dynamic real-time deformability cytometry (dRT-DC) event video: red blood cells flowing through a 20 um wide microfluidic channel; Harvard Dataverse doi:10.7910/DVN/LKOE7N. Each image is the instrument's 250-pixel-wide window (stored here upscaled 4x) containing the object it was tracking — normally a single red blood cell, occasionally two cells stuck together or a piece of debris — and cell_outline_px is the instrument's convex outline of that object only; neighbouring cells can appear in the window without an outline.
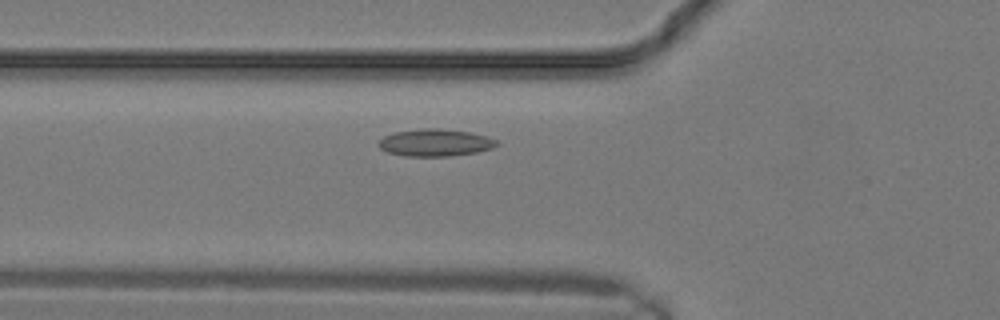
{"species": "common noctule bat (a hibernating species)", "species_latin": "Nyctalus noctula", "temperature_condition": "warm", "stored_images_in_passage": 9, "camera_frame_rate_fps": 3000, "um_per_image_px": 0.085, "animal": {"sex": "male", "body_mass_g": 19.2, "forearm_length_mm": 51.8}, "frame": {"image": 1, "passage_image": 7, "time_ms": 2.0, "image_size_px": [1000, 320], "cell_outline_px": [[500, 144], [492, 148], [476, 152], [448, 156], [404, 156], [388, 152], [380, 148], [376, 144], [384, 136], [392, 132], [424, 128], [440, 128], [468, 132], [488, 136], [496, 140]], "centroid_in_image_um": [36.97, 12.12], "position_along_channel_um": 88.8, "area_um2": 18.79}}
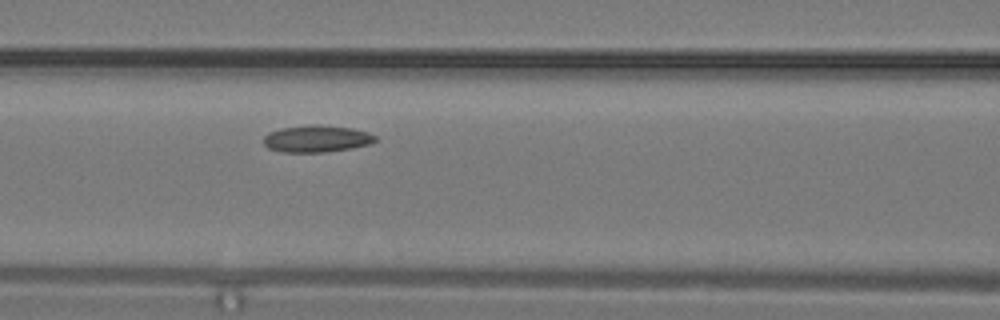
{"frame": {"image": 2, "passage_image": 9, "time_ms": 2.667, "image_size_px": [1000, 320], "cell_outline_px": [[376, 140], [372, 144], [352, 148], [324, 152], [284, 152], [268, 148], [264, 144], [264, 136], [268, 132], [280, 128], [312, 124], [316, 124], [352, 128], [368, 132], [376, 136]], "centroid_in_image_um": [26.92, 11.79], "position_along_channel_um": 139.7, "area_um2": 17.63}}